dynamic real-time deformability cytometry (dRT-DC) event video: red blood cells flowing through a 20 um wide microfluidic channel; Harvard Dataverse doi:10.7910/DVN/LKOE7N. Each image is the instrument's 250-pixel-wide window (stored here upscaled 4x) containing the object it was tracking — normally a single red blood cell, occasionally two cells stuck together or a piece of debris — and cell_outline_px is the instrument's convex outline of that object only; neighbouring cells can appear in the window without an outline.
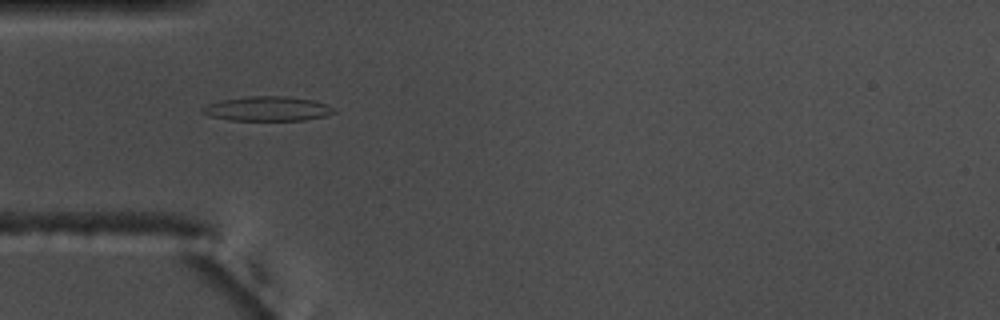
{"species": "common noctule bat (a hibernating species)", "species_latin": "Nyctalus noctula", "temperature_condition": "warm", "stored_images_in_passage": 37, "camera_frame_rate_fps": 3000, "um_per_image_px": 0.085, "animal": {"sex": "male", "body_mass_g": 17.5, "forearm_length_mm": 52.3}, "frame": {"image": 1, "passage_image": 17, "time_ms": 5.333, "image_size_px": [1000, 320], "cell_outline_px": [[336, 112], [324, 116], [304, 120], [228, 120], [208, 116], [200, 112], [200, 108], [208, 104], [220, 100], [248, 96], [284, 96], [312, 100], [324, 104], [332, 108]], "centroid_in_image_um": [22.64, 9.24], "position_along_channel_um": 62.4, "area_um2": 18.73}}
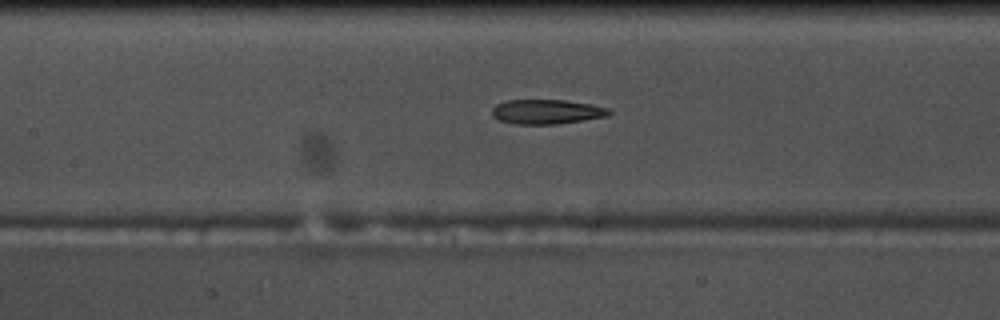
{"frame": {"image": 2, "passage_image": 25, "time_ms": 8.0, "image_size_px": [1000, 320], "cell_outline_px": [[612, 112], [608, 116], [584, 120], [556, 124], [516, 124], [500, 120], [492, 116], [492, 108], [496, 104], [508, 100], [564, 100], [592, 104], [608, 108]], "centroid_in_image_um": [46.48, 9.49], "position_along_channel_um": 160.9, "area_um2": 16.76}}
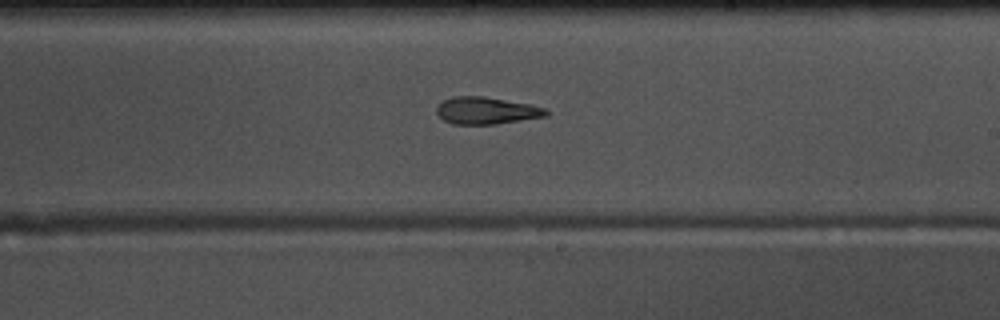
{"frame": {"image": 3, "passage_image": 32, "time_ms": 10.333, "image_size_px": [1000, 320], "cell_outline_px": [[548, 116], [496, 124], [452, 124], [444, 120], [436, 112], [436, 108], [444, 100], [452, 96], [484, 96], [528, 104], [544, 108], [548, 112]], "centroid_in_image_um": [41.33, 9.4], "position_along_channel_um": 247.7, "area_um2": 17.17}}